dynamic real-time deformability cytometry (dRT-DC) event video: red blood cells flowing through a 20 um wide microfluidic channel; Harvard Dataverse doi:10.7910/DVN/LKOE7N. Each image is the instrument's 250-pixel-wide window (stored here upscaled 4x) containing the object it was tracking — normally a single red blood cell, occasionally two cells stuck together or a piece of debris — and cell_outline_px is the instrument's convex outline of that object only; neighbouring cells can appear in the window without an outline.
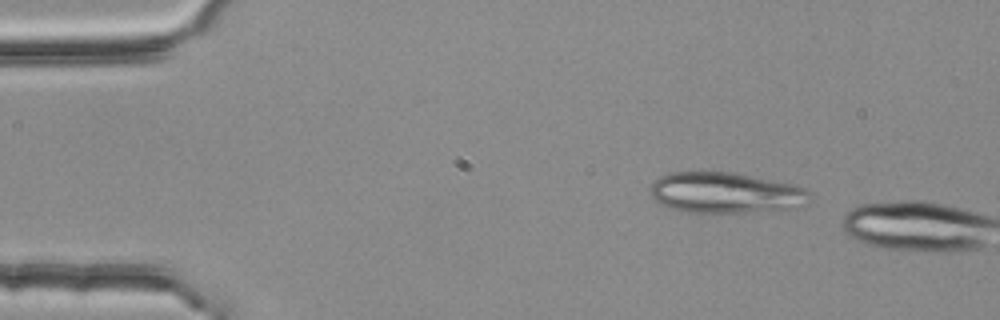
{"species": "common noctule bat (a hibernating species)", "species_latin": "Nyctalus noctula", "temperature_condition": "room temperature", "stored_images_in_passage": 2, "camera_frame_rate_fps": 3000, "um_per_image_px": 0.085, "animal": {"sex": "female", "body_mass_g": 25.1}, "frame": {"image": 1, "passage_image": 1, "time_ms": 0.0, "image_size_px": [1000, 320], "cell_outline_px": [[812, 200], [808, 204], [788, 208], [748, 212], [684, 212], [668, 208], [652, 200], [648, 192], [652, 180], [668, 172], [736, 172], [792, 184], [804, 188], [808, 192]], "centroid_in_image_um": [61.58, 16.38], "position_along_channel_um": 23.4, "area_um2": 38.32}}